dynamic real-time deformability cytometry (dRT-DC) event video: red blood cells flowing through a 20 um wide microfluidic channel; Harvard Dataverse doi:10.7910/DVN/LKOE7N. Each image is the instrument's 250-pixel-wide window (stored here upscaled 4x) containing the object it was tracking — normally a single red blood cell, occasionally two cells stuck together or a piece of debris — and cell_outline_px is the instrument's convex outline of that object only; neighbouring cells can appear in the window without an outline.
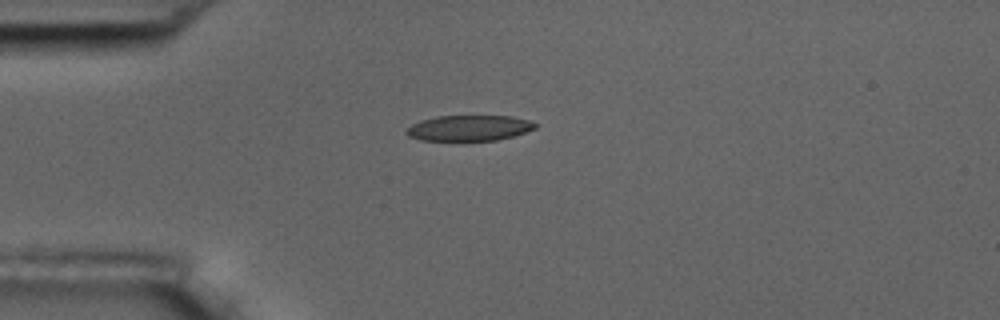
{"species": "common noctule bat (a hibernating species)", "species_latin": "Nyctalus noctula", "temperature_condition": "room temperature", "stored_images_in_passage": 1, "camera_frame_rate_fps": 3000, "um_per_image_px": 0.085, "animal": {"sex": "male", "body_mass_g": 17.5, "forearm_length_mm": 52.3}, "frame": {"image": 1, "passage_image": 1, "time_ms": 0.0, "image_size_px": [1000, 320], "cell_outline_px": [[536, 128], [512, 136], [496, 140], [456, 144], [420, 140], [408, 136], [404, 132], [412, 124], [420, 120], [436, 116], [512, 116], [528, 120], [536, 124]], "centroid_in_image_um": [39.78, 10.94], "position_along_channel_um": 45.2, "area_um2": 20.17}}